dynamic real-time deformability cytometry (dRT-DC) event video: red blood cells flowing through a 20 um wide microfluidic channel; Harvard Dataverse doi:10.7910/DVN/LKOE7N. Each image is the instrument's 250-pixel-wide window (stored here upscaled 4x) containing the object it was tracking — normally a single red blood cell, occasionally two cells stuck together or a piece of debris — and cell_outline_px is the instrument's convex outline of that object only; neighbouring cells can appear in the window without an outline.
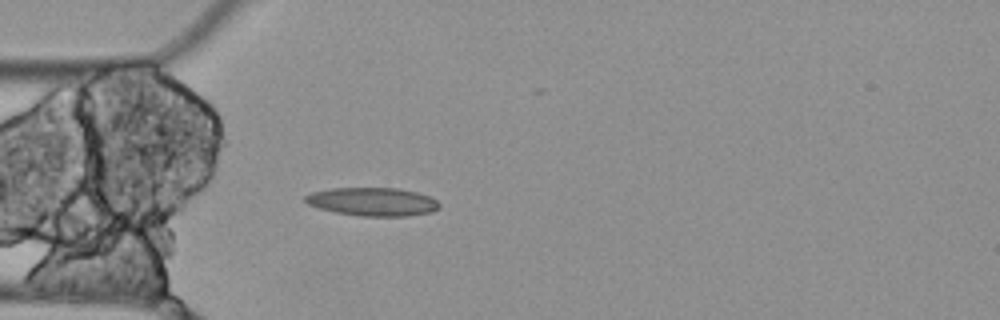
{"species": "Egyptian fruit bat (a non-hibernating species)", "species_latin": "Rousettus aegyptiacus", "temperature_condition": "cold", "stored_images_in_passage": 4, "camera_frame_rate_fps": 3000, "um_per_image_px": 0.085, "animal": {"sex": "female"}, "frame": {"image": 1, "passage_image": 4, "time_ms": 1.0, "image_size_px": [1000, 320], "cell_outline_px": [[440, 208], [432, 212], [408, 216], [360, 216], [336, 212], [320, 208], [308, 204], [304, 200], [304, 196], [312, 192], [332, 188], [400, 188], [416, 192], [428, 196], [436, 200], [440, 204]], "centroid_in_image_um": [31.69, 17.14], "position_along_channel_um": 53.3, "area_um2": 22.14}}